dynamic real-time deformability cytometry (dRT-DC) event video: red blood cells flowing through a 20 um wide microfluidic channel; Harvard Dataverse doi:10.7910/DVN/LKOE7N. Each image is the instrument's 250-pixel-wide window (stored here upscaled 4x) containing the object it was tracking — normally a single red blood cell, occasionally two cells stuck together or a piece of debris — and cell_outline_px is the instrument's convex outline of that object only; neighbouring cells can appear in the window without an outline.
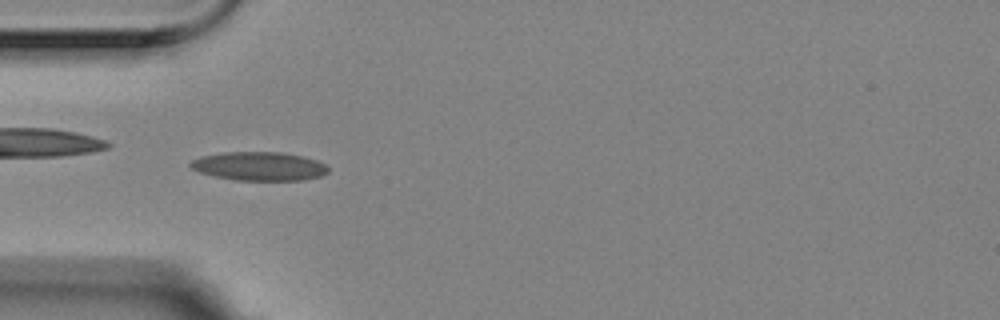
{"species": "Egyptian fruit bat (a non-hibernating species)", "species_latin": "Rousettus aegyptiacus", "temperature_condition": "room temperature", "stored_images_in_passage": 4, "camera_frame_rate_fps": 3000, "um_per_image_px": 0.085, "animal": {"sex": "female"}, "frame": {"image": 1, "passage_image": 1, "time_ms": 0.0, "image_size_px": [1000, 320], "cell_outline_px": [[328, 172], [320, 176], [304, 180], [236, 180], [216, 176], [200, 172], [192, 168], [188, 164], [192, 160], [200, 156], [224, 152], [280, 152], [304, 156], [328, 164]], "centroid_in_image_um": [22.06, 14.12], "position_along_channel_um": 62.9, "area_um2": 23.06}}
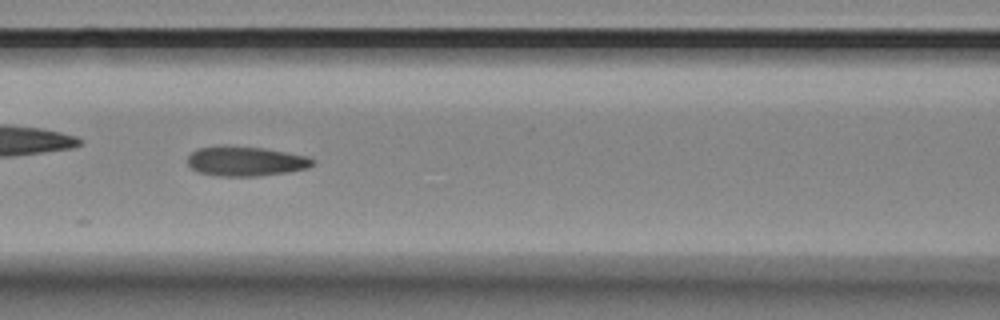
{"frame": {"image": 2, "passage_image": 3, "time_ms": 0.667, "image_size_px": [1000, 320], "cell_outline_px": [[316, 164], [308, 168], [288, 172], [260, 176], [216, 176], [200, 172], [192, 168], [188, 164], [188, 156], [196, 148], [224, 144], [228, 144], [264, 148], [308, 156], [316, 160]], "centroid_in_image_um": [20.9, 13.68], "position_along_channel_um": 145.7, "area_um2": 22.14}}
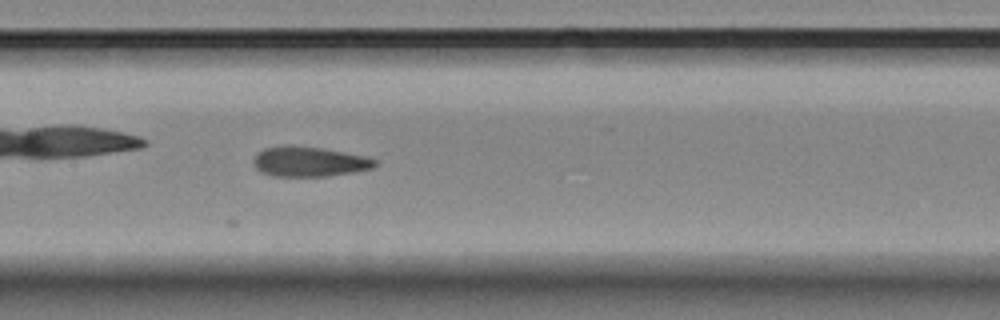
{"frame": {"image": 3, "passage_image": 4, "time_ms": 1.0, "image_size_px": [1000, 320], "cell_outline_px": [[380, 164], [372, 168], [352, 172], [328, 176], [272, 176], [260, 172], [252, 164], [252, 160], [264, 148], [284, 144], [292, 144], [320, 148], [368, 156], [376, 160]], "centroid_in_image_um": [26.27, 13.73], "position_along_channel_um": 181.1, "area_um2": 21.5}}